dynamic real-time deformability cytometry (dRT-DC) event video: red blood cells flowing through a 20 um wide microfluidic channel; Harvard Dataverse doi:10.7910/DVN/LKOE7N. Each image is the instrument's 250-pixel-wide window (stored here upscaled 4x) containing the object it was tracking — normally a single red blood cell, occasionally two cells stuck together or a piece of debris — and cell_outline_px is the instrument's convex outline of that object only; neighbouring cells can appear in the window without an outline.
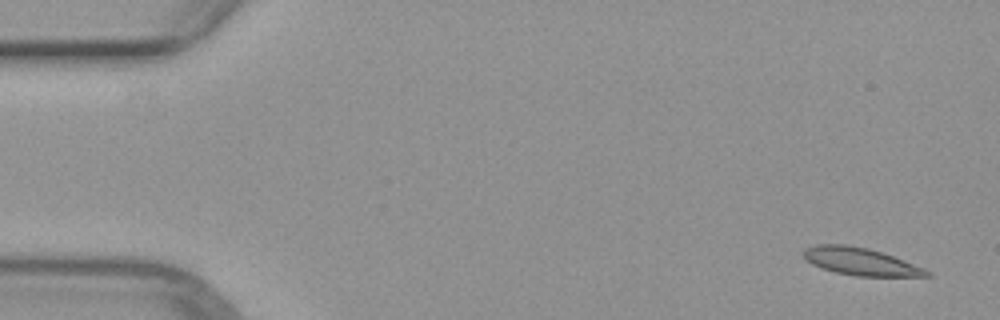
{"species": "common noctule bat (a hibernating species)", "species_latin": "Nyctalus noctula", "temperature_condition": "warm", "stored_images_in_passage": 15, "camera_frame_rate_fps": 3000, "um_per_image_px": 0.085, "animal": {"sex": "female", "body_mass_g": 29.2, "forearm_length_mm": 56.3}, "frame": {"image": 1, "passage_image": 1, "time_ms": 0.0, "image_size_px": [1000, 320], "cell_outline_px": [[932, 276], [856, 276], [836, 272], [820, 268], [804, 260], [804, 248], [816, 244], [844, 244], [868, 248], [892, 256], [924, 268], [932, 272]], "centroid_in_image_um": [73.11, 22.23], "position_along_channel_um": 11.9, "area_um2": 19.65}}
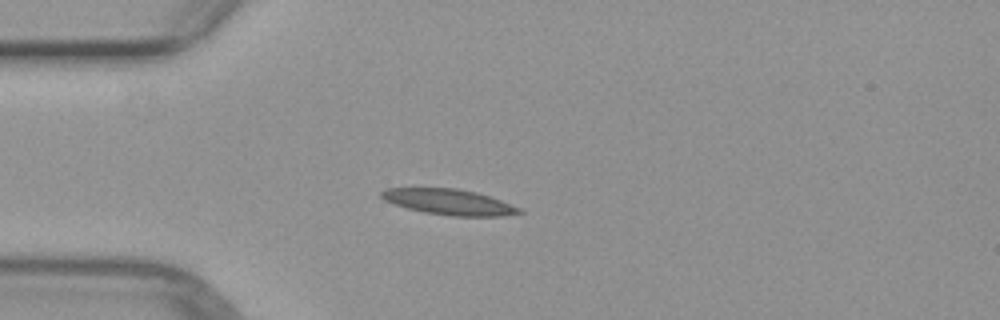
{"frame": {"image": 2, "passage_image": 12, "time_ms": 3.667, "image_size_px": [1000, 320], "cell_outline_px": [[524, 212], [500, 216], [452, 216], [424, 212], [408, 208], [384, 200], [380, 196], [380, 192], [384, 188], [456, 188], [476, 192], [500, 200], [520, 208]], "centroid_in_image_um": [38.14, 17.16], "position_along_channel_um": 46.9, "area_um2": 20.4}}